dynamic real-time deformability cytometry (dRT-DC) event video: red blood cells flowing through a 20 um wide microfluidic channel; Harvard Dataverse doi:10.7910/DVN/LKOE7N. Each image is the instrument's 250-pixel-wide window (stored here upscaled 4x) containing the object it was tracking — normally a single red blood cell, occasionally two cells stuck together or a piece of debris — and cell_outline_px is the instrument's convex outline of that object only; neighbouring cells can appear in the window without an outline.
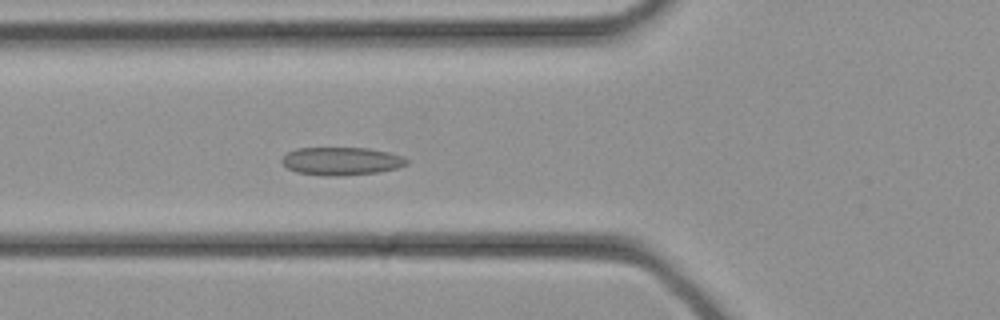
{"species": "common noctule bat (a hibernating species)", "species_latin": "Nyctalus noctula", "temperature_condition": "cold", "stored_images_in_passage": 34, "camera_frame_rate_fps": 3000, "um_per_image_px": 0.085, "animal": {"sex": "female", "body_mass_g": 21.9}, "frame": {"image": 1, "passage_image": 12, "time_ms": 3.667, "image_size_px": [1000, 320], "cell_outline_px": [[408, 164], [396, 168], [380, 172], [336, 176], [324, 176], [296, 172], [288, 168], [280, 160], [288, 152], [296, 148], [368, 148], [388, 152], [400, 156], [408, 160]], "centroid_in_image_um": [29.0, 13.7], "position_along_channel_um": 96.8, "area_um2": 20.29}}
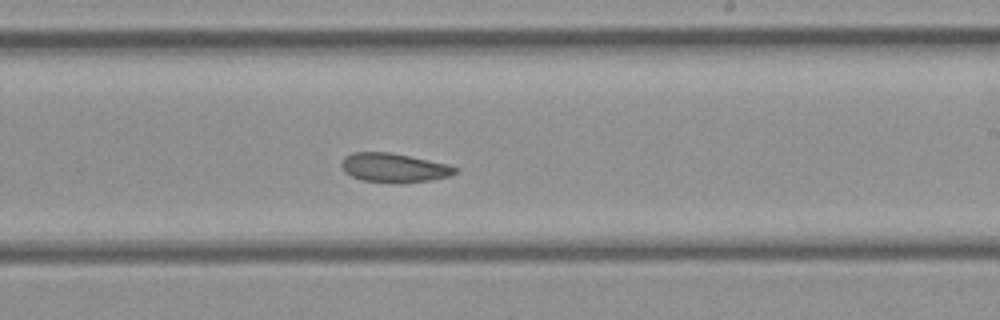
{"frame": {"image": 2, "passage_image": 20, "time_ms": 6.333, "image_size_px": [1000, 320], "cell_outline_px": [[456, 172], [448, 176], [432, 180], [400, 184], [364, 180], [352, 176], [344, 172], [340, 164], [344, 156], [352, 152], [388, 152], [448, 164], [456, 168]], "centroid_in_image_um": [33.44, 14.26], "position_along_channel_um": 255.6, "area_um2": 19.25}}
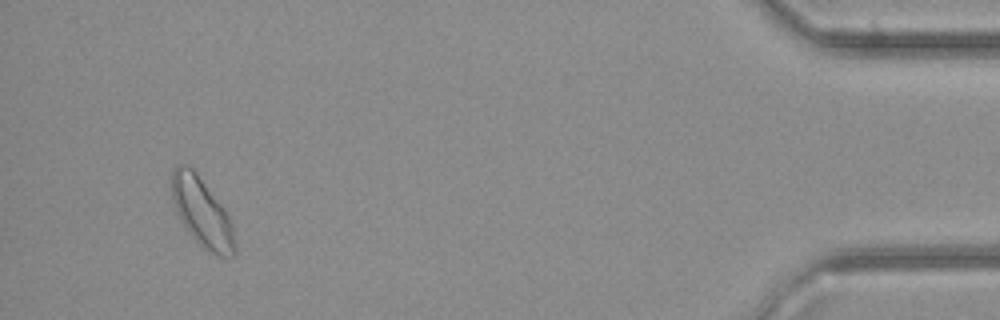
{"frame": {"image": 3, "passage_image": 32, "time_ms": 10.333, "image_size_px": [1000, 320], "cell_outline_px": [[236, 252], [232, 256], [220, 256], [204, 248], [188, 232], [180, 220], [176, 212], [172, 200], [172, 172], [176, 164], [184, 164], [192, 168], [196, 172], [224, 208], [232, 224], [236, 244]], "centroid_in_image_um": [17.16, 18.04], "position_along_channel_um": 418.0, "area_um2": 25.14}}